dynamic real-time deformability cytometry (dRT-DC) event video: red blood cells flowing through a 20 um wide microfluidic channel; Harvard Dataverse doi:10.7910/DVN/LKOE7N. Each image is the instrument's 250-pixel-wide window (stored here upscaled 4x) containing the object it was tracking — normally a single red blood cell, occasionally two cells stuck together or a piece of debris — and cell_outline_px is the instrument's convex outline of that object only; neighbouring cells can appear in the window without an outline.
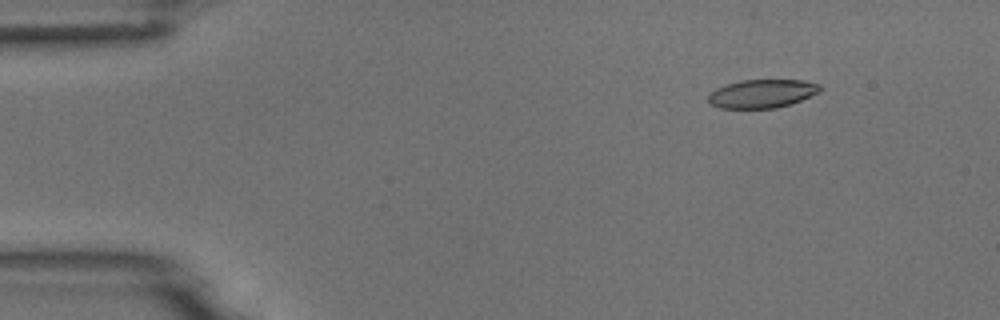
{"species": "common noctule bat (a hibernating species)", "species_latin": "Nyctalus noctula", "temperature_condition": "room temperature", "stored_images_in_passage": 7, "camera_frame_rate_fps": 3000, "um_per_image_px": 0.085, "animal": {"sex": "male", "body_mass_g": 18.8}, "frame": {"image": 1, "passage_image": 2, "time_ms": 1.0, "image_size_px": [1000, 320], "cell_outline_px": [[820, 92], [792, 104], [776, 108], [720, 108], [712, 104], [708, 100], [708, 96], [716, 88], [740, 80], [804, 80], [820, 84]], "centroid_in_image_um": [64.81, 7.96], "position_along_channel_um": 20.2, "area_um2": 18.5}}
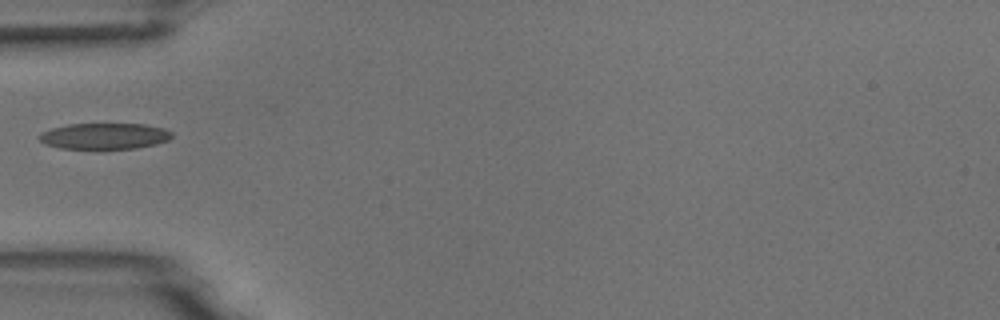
{"frame": {"image": 2, "passage_image": 5, "time_ms": 4.667, "image_size_px": [1000, 320], "cell_outline_px": [[172, 136], [168, 140], [156, 144], [136, 148], [60, 148], [44, 144], [40, 140], [40, 132], [52, 128], [68, 124], [144, 124], [164, 128], [172, 132]], "centroid_in_image_um": [8.88, 11.56], "position_along_channel_um": 76.1, "area_um2": 20.0}}